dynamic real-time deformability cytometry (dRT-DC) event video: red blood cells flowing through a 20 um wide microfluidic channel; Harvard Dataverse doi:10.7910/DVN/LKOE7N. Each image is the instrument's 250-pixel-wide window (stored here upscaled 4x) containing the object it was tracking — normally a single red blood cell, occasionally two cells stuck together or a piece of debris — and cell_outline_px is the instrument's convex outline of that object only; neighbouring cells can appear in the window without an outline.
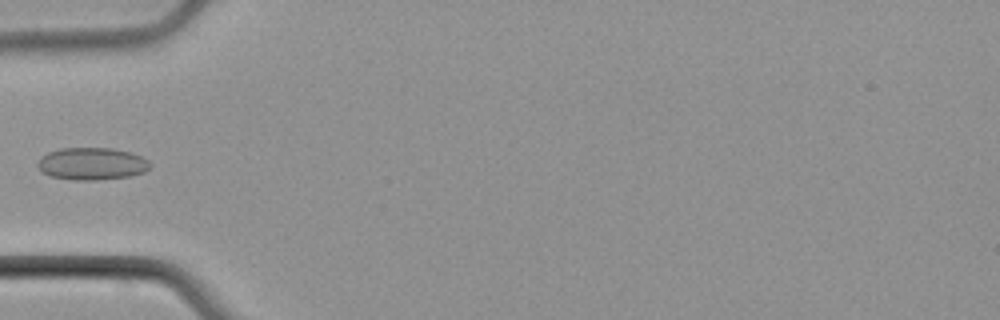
{"species": "common noctule bat (a hibernating species)", "species_latin": "Nyctalus noctula", "temperature_condition": "cold", "stored_images_in_passage": 4, "camera_frame_rate_fps": 3000, "um_per_image_px": 0.085, "animal": {"sex": "male", "body_mass_g": 21.5, "forearm_length_mm": 52.0}, "frame": {"image": 1, "passage_image": 4, "time_ms": 4.333, "image_size_px": [1000, 320], "cell_outline_px": [[152, 164], [144, 172], [132, 176], [96, 180], [72, 180], [48, 176], [40, 172], [36, 164], [48, 152], [60, 148], [112, 148], [128, 152], [140, 156], [148, 160]], "centroid_in_image_um": [7.79, 13.93], "position_along_channel_um": 77.2, "area_um2": 21.27}}